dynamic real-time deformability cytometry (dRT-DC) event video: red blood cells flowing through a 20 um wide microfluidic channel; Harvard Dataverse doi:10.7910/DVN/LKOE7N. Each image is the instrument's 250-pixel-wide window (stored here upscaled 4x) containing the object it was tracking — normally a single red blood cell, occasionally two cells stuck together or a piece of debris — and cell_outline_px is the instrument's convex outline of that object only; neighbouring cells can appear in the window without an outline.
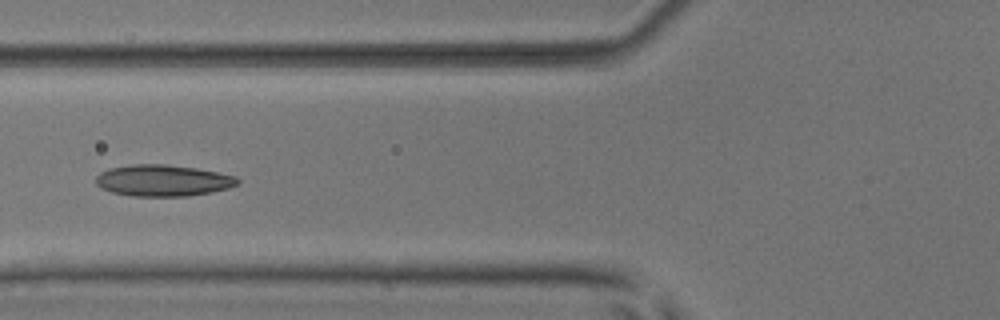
{"species": "common noctule bat (a hibernating species)", "species_latin": "Nyctalus noctula", "temperature_condition": "room temperature", "stored_images_in_passage": 5, "camera_frame_rate_fps": 3000, "um_per_image_px": 0.085, "animal": {"sex": "male", "body_mass_g": 17.9, "forearm_length_mm": 54.2}, "frame": {"image": 1, "passage_image": 5, "time_ms": 5.333, "image_size_px": [1000, 320], "cell_outline_px": [[240, 184], [228, 188], [212, 192], [188, 196], [132, 196], [112, 192], [100, 188], [96, 184], [96, 176], [100, 172], [108, 168], [132, 164], [164, 164], [196, 168], [236, 176], [240, 180]], "centroid_in_image_um": [13.84, 15.34], "position_along_channel_um": 112.0, "area_um2": 26.13}}